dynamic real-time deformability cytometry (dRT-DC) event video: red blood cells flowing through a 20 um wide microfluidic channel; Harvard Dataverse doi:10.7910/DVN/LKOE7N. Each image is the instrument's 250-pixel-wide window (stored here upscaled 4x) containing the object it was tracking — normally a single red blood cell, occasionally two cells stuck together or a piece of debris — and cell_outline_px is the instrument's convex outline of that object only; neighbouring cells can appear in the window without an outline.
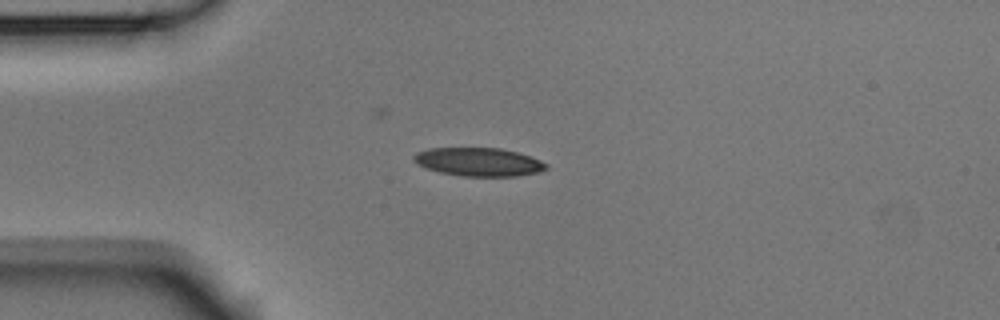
{"species": "Egyptian fruit bat (a non-hibernating species)", "species_latin": "Rousettus aegyptiacus", "temperature_condition": "room temperature", "stored_images_in_passage": 8, "camera_frame_rate_fps": 3000, "um_per_image_px": 0.085, "animal": {"sex": "male"}, "frame": {"image": 1, "passage_image": 3, "time_ms": 0.667, "image_size_px": [1000, 320], "cell_outline_px": [[548, 168], [540, 172], [516, 176], [464, 176], [440, 172], [424, 168], [416, 164], [412, 160], [412, 156], [416, 152], [428, 148], [500, 148], [516, 152], [540, 160], [548, 164]], "centroid_in_image_um": [40.64, 13.76], "position_along_channel_um": 44.4, "area_um2": 22.02}}
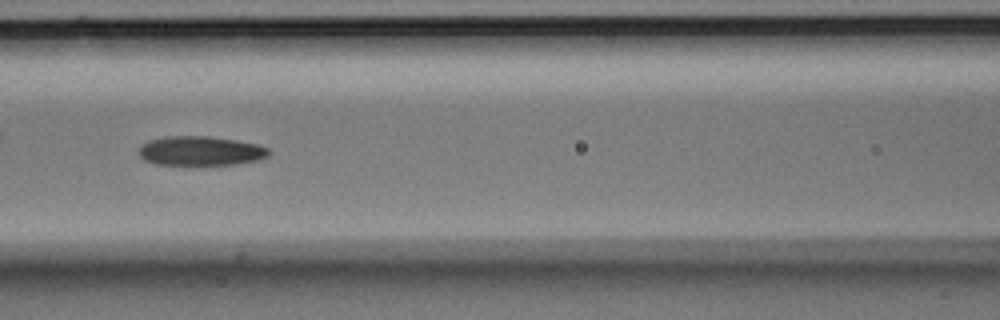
{"frame": {"image": 2, "passage_image": 6, "time_ms": 1.667, "image_size_px": [1000, 320], "cell_outline_px": [[268, 156], [256, 160], [236, 164], [156, 164], [144, 160], [140, 156], [140, 144], [148, 140], [168, 136], [208, 136], [236, 140], [260, 144], [268, 148]], "centroid_in_image_um": [17.04, 12.81], "position_along_channel_um": 149.6, "area_um2": 22.08}}
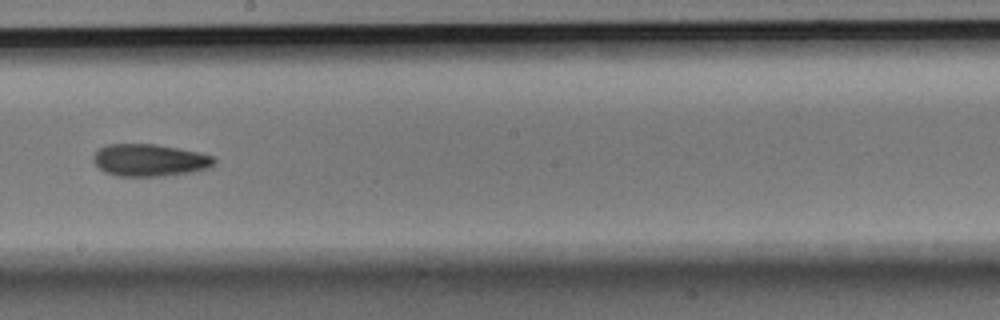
{"frame": {"image": 3, "passage_image": 8, "time_ms": 2.333, "image_size_px": [1000, 320], "cell_outline_px": [[216, 164], [208, 168], [192, 172], [164, 176], [116, 176], [104, 172], [92, 160], [92, 156], [100, 148], [108, 144], [156, 144], [180, 148], [200, 152], [216, 156]], "centroid_in_image_um": [12.76, 13.61], "position_along_channel_um": 235.4, "area_um2": 23.0}}